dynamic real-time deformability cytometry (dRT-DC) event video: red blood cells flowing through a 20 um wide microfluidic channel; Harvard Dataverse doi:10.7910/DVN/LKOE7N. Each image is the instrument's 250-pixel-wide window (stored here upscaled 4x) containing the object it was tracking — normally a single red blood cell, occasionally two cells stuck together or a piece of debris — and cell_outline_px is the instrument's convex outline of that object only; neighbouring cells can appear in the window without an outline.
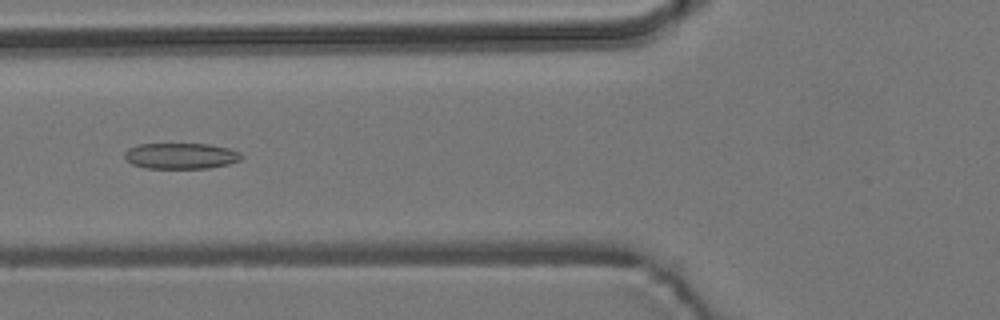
{"species": "common noctule bat (a hibernating species)", "species_latin": "Nyctalus noctula", "temperature_condition": "room temperature", "stored_images_in_passage": 54, "camera_frame_rate_fps": 3000, "um_per_image_px": 0.085, "animal": {"sex": "male", "body_mass_g": 19.2, "forearm_length_mm": 51.8}, "frame": {"image": 1, "passage_image": 21, "time_ms": 6.667, "image_size_px": [1000, 320], "cell_outline_px": [[244, 156], [240, 160], [228, 164], [208, 168], [144, 168], [132, 164], [124, 156], [124, 152], [128, 148], [140, 144], [208, 144], [228, 148], [240, 152]], "centroid_in_image_um": [15.38, 13.25], "position_along_channel_um": 110.4, "area_um2": 17.63}}
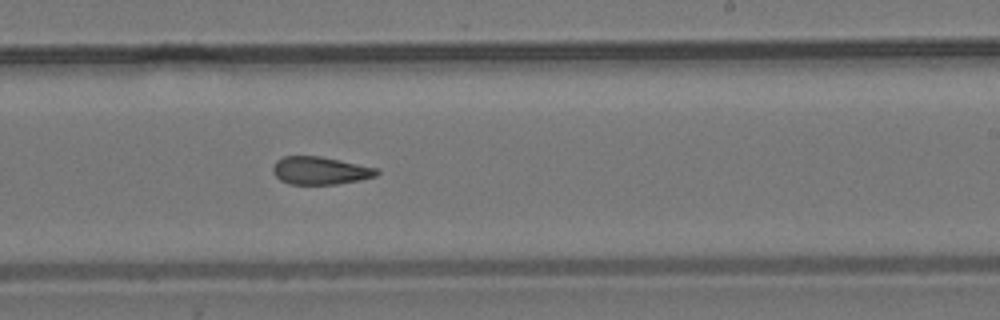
{"frame": {"image": 2, "passage_image": 33, "time_ms": 10.667, "image_size_px": [1000, 320], "cell_outline_px": [[380, 172], [376, 176], [360, 180], [336, 184], [288, 184], [280, 180], [272, 172], [272, 168], [276, 160], [284, 156], [320, 156], [380, 168]], "centroid_in_image_um": [27.23, 14.5], "position_along_channel_um": 261.8, "area_um2": 16.99}}
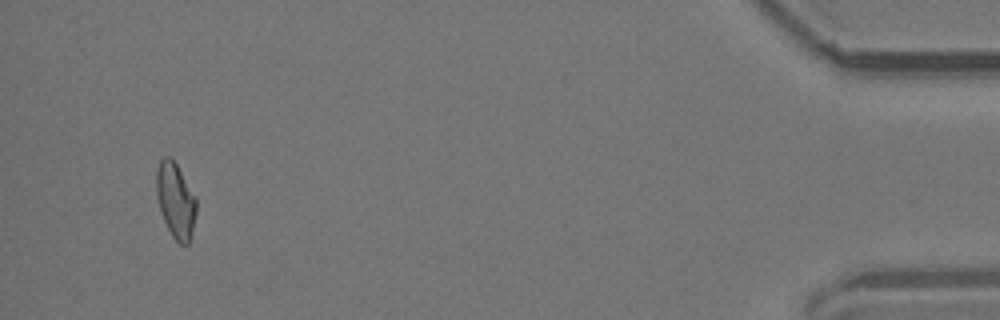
{"frame": {"image": 3, "passage_image": 52, "time_ms": 17.0, "image_size_px": [1000, 320], "cell_outline_px": [[196, 212], [192, 236], [188, 244], [180, 244], [172, 236], [160, 212], [156, 196], [156, 172], [160, 160], [164, 156], [168, 156], [176, 164], [196, 200]], "centroid_in_image_um": [14.91, 17.07], "position_along_channel_um": 420.3, "area_um2": 17.28}, "authors_computed_cell_mechanics": {"area_um2": 17.6579, "velocity_mm_per_s": 3.7814, "shape_relaxation_time_tau1_ms": null, "shape_relaxation_time_tau2_ms": 4.4154, "deformation_change_tau1": null, "deformation_change_tau2": 0.1358}}